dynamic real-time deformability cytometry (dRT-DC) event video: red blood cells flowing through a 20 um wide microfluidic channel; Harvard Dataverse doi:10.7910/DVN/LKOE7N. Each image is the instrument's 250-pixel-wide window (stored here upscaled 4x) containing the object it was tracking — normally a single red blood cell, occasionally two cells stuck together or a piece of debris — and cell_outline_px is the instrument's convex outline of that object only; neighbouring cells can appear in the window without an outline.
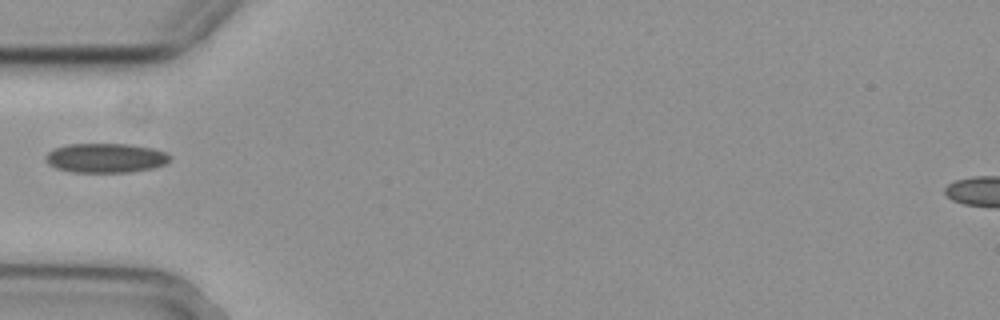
{"species": "common noctule bat (a hibernating species)", "species_latin": "Nyctalus noctula", "temperature_condition": "cold", "stored_images_in_passage": 35, "camera_frame_rate_fps": 3000, "um_per_image_px": 0.085, "animal": {"sex": "female", "body_mass_g": 29.2, "forearm_length_mm": 56.3}, "frame": {"image": 1, "passage_image": 1, "time_ms": 0.0, "image_size_px": [1000, 320], "cell_outline_px": [[172, 160], [164, 164], [152, 168], [132, 172], [72, 172], [56, 168], [48, 164], [44, 160], [44, 156], [52, 148], [68, 144], [132, 144], [152, 148], [164, 152], [172, 156]], "centroid_in_image_um": [8.96, 13.42], "position_along_channel_um": 76.0, "area_um2": 21.56}}
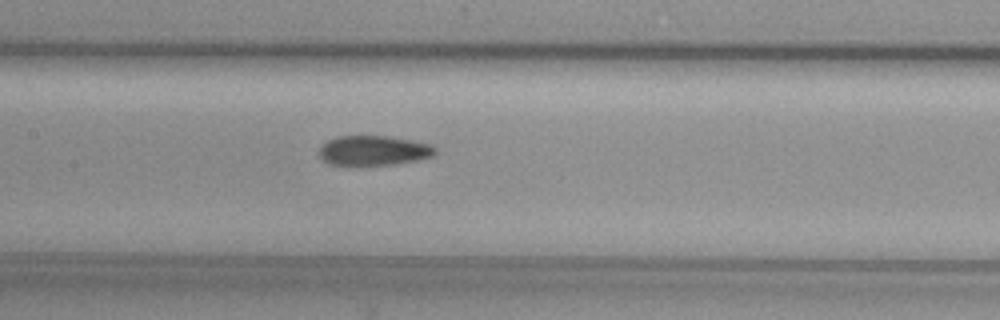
{"frame": {"image": 2, "passage_image": 9, "time_ms": 2.667, "image_size_px": [1000, 320], "cell_outline_px": [[436, 152], [432, 156], [416, 160], [392, 164], [356, 168], [328, 164], [320, 156], [320, 148], [328, 140], [336, 136], [388, 136], [432, 144], [436, 148]], "centroid_in_image_um": [31.72, 12.83], "position_along_channel_um": 175.7, "area_um2": 20.69}}
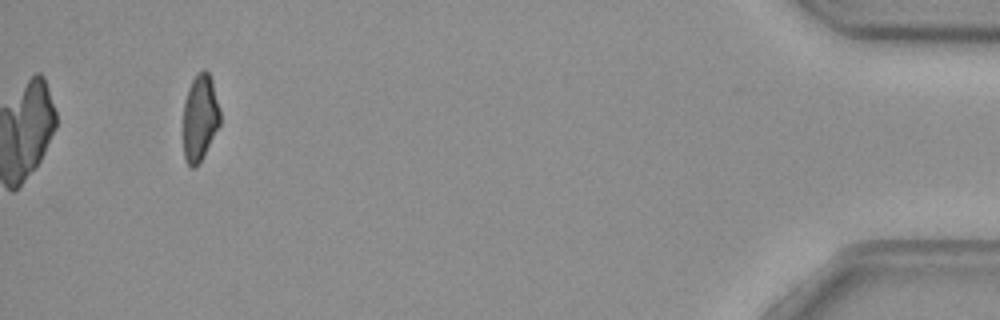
{"frame": {"image": 3, "passage_image": 35, "time_ms": 11.333, "image_size_px": [1000, 320], "cell_outline_px": [[220, 124], [200, 164], [196, 168], [192, 168], [184, 160], [184, 100], [188, 88], [192, 80], [204, 68], [208, 72], [212, 80], [220, 112]], "centroid_in_image_um": [16.99, 10.05], "position_along_channel_um": 418.2, "area_um2": 18.61}}